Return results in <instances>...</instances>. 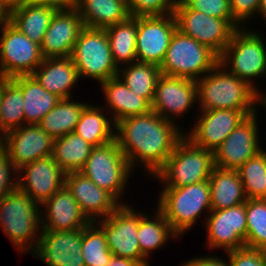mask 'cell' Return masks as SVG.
<instances>
[{
    "label": "cell",
    "mask_w": 266,
    "mask_h": 266,
    "mask_svg": "<svg viewBox=\"0 0 266 266\" xmlns=\"http://www.w3.org/2000/svg\"><path fill=\"white\" fill-rule=\"evenodd\" d=\"M57 9L49 4L26 3L10 13L9 21L32 42L41 45Z\"/></svg>",
    "instance_id": "cell-28"
},
{
    "label": "cell",
    "mask_w": 266,
    "mask_h": 266,
    "mask_svg": "<svg viewBox=\"0 0 266 266\" xmlns=\"http://www.w3.org/2000/svg\"><path fill=\"white\" fill-rule=\"evenodd\" d=\"M177 29L220 56L230 42L235 29L225 20L189 9L177 0L174 10Z\"/></svg>",
    "instance_id": "cell-12"
},
{
    "label": "cell",
    "mask_w": 266,
    "mask_h": 266,
    "mask_svg": "<svg viewBox=\"0 0 266 266\" xmlns=\"http://www.w3.org/2000/svg\"><path fill=\"white\" fill-rule=\"evenodd\" d=\"M30 3L49 4L57 8H67L74 6L75 0H29Z\"/></svg>",
    "instance_id": "cell-47"
},
{
    "label": "cell",
    "mask_w": 266,
    "mask_h": 266,
    "mask_svg": "<svg viewBox=\"0 0 266 266\" xmlns=\"http://www.w3.org/2000/svg\"><path fill=\"white\" fill-rule=\"evenodd\" d=\"M13 172L16 175L12 177L10 173ZM18 187V169L14 163L9 159V156L3 151L0 154V199L5 195L16 190Z\"/></svg>",
    "instance_id": "cell-43"
},
{
    "label": "cell",
    "mask_w": 266,
    "mask_h": 266,
    "mask_svg": "<svg viewBox=\"0 0 266 266\" xmlns=\"http://www.w3.org/2000/svg\"><path fill=\"white\" fill-rule=\"evenodd\" d=\"M40 207L18 188L0 199V227L15 249L22 253L30 252L39 242L42 230Z\"/></svg>",
    "instance_id": "cell-3"
},
{
    "label": "cell",
    "mask_w": 266,
    "mask_h": 266,
    "mask_svg": "<svg viewBox=\"0 0 266 266\" xmlns=\"http://www.w3.org/2000/svg\"><path fill=\"white\" fill-rule=\"evenodd\" d=\"M71 59L80 78L105 82L118 75L105 29L84 26L74 44Z\"/></svg>",
    "instance_id": "cell-8"
},
{
    "label": "cell",
    "mask_w": 266,
    "mask_h": 266,
    "mask_svg": "<svg viewBox=\"0 0 266 266\" xmlns=\"http://www.w3.org/2000/svg\"><path fill=\"white\" fill-rule=\"evenodd\" d=\"M257 114L248 116L216 148L214 153L215 167L223 170H237L247 160L263 148L259 145Z\"/></svg>",
    "instance_id": "cell-17"
},
{
    "label": "cell",
    "mask_w": 266,
    "mask_h": 266,
    "mask_svg": "<svg viewBox=\"0 0 266 266\" xmlns=\"http://www.w3.org/2000/svg\"><path fill=\"white\" fill-rule=\"evenodd\" d=\"M214 168L213 151L194 145L184 136L154 177L164 183L163 187H183L209 180Z\"/></svg>",
    "instance_id": "cell-6"
},
{
    "label": "cell",
    "mask_w": 266,
    "mask_h": 266,
    "mask_svg": "<svg viewBox=\"0 0 266 266\" xmlns=\"http://www.w3.org/2000/svg\"><path fill=\"white\" fill-rule=\"evenodd\" d=\"M189 9L225 19L235 30L242 26L233 18L230 0H181Z\"/></svg>",
    "instance_id": "cell-40"
},
{
    "label": "cell",
    "mask_w": 266,
    "mask_h": 266,
    "mask_svg": "<svg viewBox=\"0 0 266 266\" xmlns=\"http://www.w3.org/2000/svg\"><path fill=\"white\" fill-rule=\"evenodd\" d=\"M65 186L91 222L104 219L121 204H127L118 201L110 192L99 188L80 172L66 173Z\"/></svg>",
    "instance_id": "cell-22"
},
{
    "label": "cell",
    "mask_w": 266,
    "mask_h": 266,
    "mask_svg": "<svg viewBox=\"0 0 266 266\" xmlns=\"http://www.w3.org/2000/svg\"><path fill=\"white\" fill-rule=\"evenodd\" d=\"M90 143L75 132L54 139L52 158L65 173L79 172L92 151Z\"/></svg>",
    "instance_id": "cell-33"
},
{
    "label": "cell",
    "mask_w": 266,
    "mask_h": 266,
    "mask_svg": "<svg viewBox=\"0 0 266 266\" xmlns=\"http://www.w3.org/2000/svg\"><path fill=\"white\" fill-rule=\"evenodd\" d=\"M255 113L232 109L200 111L194 127L184 135L194 145L214 152L243 120Z\"/></svg>",
    "instance_id": "cell-15"
},
{
    "label": "cell",
    "mask_w": 266,
    "mask_h": 266,
    "mask_svg": "<svg viewBox=\"0 0 266 266\" xmlns=\"http://www.w3.org/2000/svg\"><path fill=\"white\" fill-rule=\"evenodd\" d=\"M219 63V56L178 29L172 36L163 62L162 74L196 81Z\"/></svg>",
    "instance_id": "cell-7"
},
{
    "label": "cell",
    "mask_w": 266,
    "mask_h": 266,
    "mask_svg": "<svg viewBox=\"0 0 266 266\" xmlns=\"http://www.w3.org/2000/svg\"><path fill=\"white\" fill-rule=\"evenodd\" d=\"M230 6L233 18L240 25L244 23L243 26L247 27L246 21L259 12L260 0H230Z\"/></svg>",
    "instance_id": "cell-44"
},
{
    "label": "cell",
    "mask_w": 266,
    "mask_h": 266,
    "mask_svg": "<svg viewBox=\"0 0 266 266\" xmlns=\"http://www.w3.org/2000/svg\"><path fill=\"white\" fill-rule=\"evenodd\" d=\"M106 266H142V265L138 261H135L133 259L112 255L110 262H107Z\"/></svg>",
    "instance_id": "cell-46"
},
{
    "label": "cell",
    "mask_w": 266,
    "mask_h": 266,
    "mask_svg": "<svg viewBox=\"0 0 266 266\" xmlns=\"http://www.w3.org/2000/svg\"><path fill=\"white\" fill-rule=\"evenodd\" d=\"M245 246L266 250V199H247Z\"/></svg>",
    "instance_id": "cell-39"
},
{
    "label": "cell",
    "mask_w": 266,
    "mask_h": 266,
    "mask_svg": "<svg viewBox=\"0 0 266 266\" xmlns=\"http://www.w3.org/2000/svg\"><path fill=\"white\" fill-rule=\"evenodd\" d=\"M129 204H121L113 213L95 223L104 231L108 249L115 256L130 258L149 266L141 255L137 234L140 212ZM99 221V222H98Z\"/></svg>",
    "instance_id": "cell-11"
},
{
    "label": "cell",
    "mask_w": 266,
    "mask_h": 266,
    "mask_svg": "<svg viewBox=\"0 0 266 266\" xmlns=\"http://www.w3.org/2000/svg\"><path fill=\"white\" fill-rule=\"evenodd\" d=\"M102 92L104 93L111 112L113 123L119 122L121 119L145 115L152 111L151 104L145 99L131 91L130 88L118 76L112 77L105 82L100 83Z\"/></svg>",
    "instance_id": "cell-25"
},
{
    "label": "cell",
    "mask_w": 266,
    "mask_h": 266,
    "mask_svg": "<svg viewBox=\"0 0 266 266\" xmlns=\"http://www.w3.org/2000/svg\"><path fill=\"white\" fill-rule=\"evenodd\" d=\"M119 67L118 77L131 91L145 98L150 104L153 101L157 81L160 77V67L154 64L134 62Z\"/></svg>",
    "instance_id": "cell-36"
},
{
    "label": "cell",
    "mask_w": 266,
    "mask_h": 266,
    "mask_svg": "<svg viewBox=\"0 0 266 266\" xmlns=\"http://www.w3.org/2000/svg\"><path fill=\"white\" fill-rule=\"evenodd\" d=\"M177 125L153 111L116 123L115 139L133 171L141 163L154 178L185 136Z\"/></svg>",
    "instance_id": "cell-1"
},
{
    "label": "cell",
    "mask_w": 266,
    "mask_h": 266,
    "mask_svg": "<svg viewBox=\"0 0 266 266\" xmlns=\"http://www.w3.org/2000/svg\"><path fill=\"white\" fill-rule=\"evenodd\" d=\"M79 172L99 188L110 192L118 201L122 200L128 178L133 175L132 168L116 139L102 146L93 147Z\"/></svg>",
    "instance_id": "cell-9"
},
{
    "label": "cell",
    "mask_w": 266,
    "mask_h": 266,
    "mask_svg": "<svg viewBox=\"0 0 266 266\" xmlns=\"http://www.w3.org/2000/svg\"><path fill=\"white\" fill-rule=\"evenodd\" d=\"M153 218L140 212L137 239L141 255L147 261L149 254L153 253V250L163 248L171 237L173 240L179 238L158 208Z\"/></svg>",
    "instance_id": "cell-31"
},
{
    "label": "cell",
    "mask_w": 266,
    "mask_h": 266,
    "mask_svg": "<svg viewBox=\"0 0 266 266\" xmlns=\"http://www.w3.org/2000/svg\"><path fill=\"white\" fill-rule=\"evenodd\" d=\"M2 137L4 152L17 169L52 155L54 139L38 124H25Z\"/></svg>",
    "instance_id": "cell-19"
},
{
    "label": "cell",
    "mask_w": 266,
    "mask_h": 266,
    "mask_svg": "<svg viewBox=\"0 0 266 266\" xmlns=\"http://www.w3.org/2000/svg\"><path fill=\"white\" fill-rule=\"evenodd\" d=\"M247 29L242 27L234 31L230 42L219 56V63L228 72L248 83L266 100V95L254 85L255 78H266V44L258 31Z\"/></svg>",
    "instance_id": "cell-4"
},
{
    "label": "cell",
    "mask_w": 266,
    "mask_h": 266,
    "mask_svg": "<svg viewBox=\"0 0 266 266\" xmlns=\"http://www.w3.org/2000/svg\"><path fill=\"white\" fill-rule=\"evenodd\" d=\"M10 19V13L0 5V29H2Z\"/></svg>",
    "instance_id": "cell-49"
},
{
    "label": "cell",
    "mask_w": 266,
    "mask_h": 266,
    "mask_svg": "<svg viewBox=\"0 0 266 266\" xmlns=\"http://www.w3.org/2000/svg\"><path fill=\"white\" fill-rule=\"evenodd\" d=\"M211 210H221L247 201L237 170L215 167L209 177Z\"/></svg>",
    "instance_id": "cell-27"
},
{
    "label": "cell",
    "mask_w": 266,
    "mask_h": 266,
    "mask_svg": "<svg viewBox=\"0 0 266 266\" xmlns=\"http://www.w3.org/2000/svg\"><path fill=\"white\" fill-rule=\"evenodd\" d=\"M247 199H266V152L259 151L237 169Z\"/></svg>",
    "instance_id": "cell-37"
},
{
    "label": "cell",
    "mask_w": 266,
    "mask_h": 266,
    "mask_svg": "<svg viewBox=\"0 0 266 266\" xmlns=\"http://www.w3.org/2000/svg\"><path fill=\"white\" fill-rule=\"evenodd\" d=\"M176 30L177 23L173 13L165 16H138L137 62L154 64L160 67Z\"/></svg>",
    "instance_id": "cell-13"
},
{
    "label": "cell",
    "mask_w": 266,
    "mask_h": 266,
    "mask_svg": "<svg viewBox=\"0 0 266 266\" xmlns=\"http://www.w3.org/2000/svg\"><path fill=\"white\" fill-rule=\"evenodd\" d=\"M71 99H60L38 124L53 139L74 132L80 114L87 105L85 102H74Z\"/></svg>",
    "instance_id": "cell-34"
},
{
    "label": "cell",
    "mask_w": 266,
    "mask_h": 266,
    "mask_svg": "<svg viewBox=\"0 0 266 266\" xmlns=\"http://www.w3.org/2000/svg\"><path fill=\"white\" fill-rule=\"evenodd\" d=\"M43 206L45 210L41 209L42 230L75 231L91 223L65 185L45 201L41 208Z\"/></svg>",
    "instance_id": "cell-23"
},
{
    "label": "cell",
    "mask_w": 266,
    "mask_h": 266,
    "mask_svg": "<svg viewBox=\"0 0 266 266\" xmlns=\"http://www.w3.org/2000/svg\"><path fill=\"white\" fill-rule=\"evenodd\" d=\"M26 3H30L29 0H0V5L6 9L9 13L21 8Z\"/></svg>",
    "instance_id": "cell-48"
},
{
    "label": "cell",
    "mask_w": 266,
    "mask_h": 266,
    "mask_svg": "<svg viewBox=\"0 0 266 266\" xmlns=\"http://www.w3.org/2000/svg\"><path fill=\"white\" fill-rule=\"evenodd\" d=\"M177 0H127L130 16H165L174 13Z\"/></svg>",
    "instance_id": "cell-41"
},
{
    "label": "cell",
    "mask_w": 266,
    "mask_h": 266,
    "mask_svg": "<svg viewBox=\"0 0 266 266\" xmlns=\"http://www.w3.org/2000/svg\"><path fill=\"white\" fill-rule=\"evenodd\" d=\"M157 208L172 230L182 236L203 211H211L209 180L183 187H163Z\"/></svg>",
    "instance_id": "cell-5"
},
{
    "label": "cell",
    "mask_w": 266,
    "mask_h": 266,
    "mask_svg": "<svg viewBox=\"0 0 266 266\" xmlns=\"http://www.w3.org/2000/svg\"><path fill=\"white\" fill-rule=\"evenodd\" d=\"M46 266H85L82 256V229L41 230L39 242L31 250Z\"/></svg>",
    "instance_id": "cell-18"
},
{
    "label": "cell",
    "mask_w": 266,
    "mask_h": 266,
    "mask_svg": "<svg viewBox=\"0 0 266 266\" xmlns=\"http://www.w3.org/2000/svg\"><path fill=\"white\" fill-rule=\"evenodd\" d=\"M4 151V142L3 137L0 136V154Z\"/></svg>",
    "instance_id": "cell-51"
},
{
    "label": "cell",
    "mask_w": 266,
    "mask_h": 266,
    "mask_svg": "<svg viewBox=\"0 0 266 266\" xmlns=\"http://www.w3.org/2000/svg\"><path fill=\"white\" fill-rule=\"evenodd\" d=\"M194 80L161 74L156 85L151 109L162 118L176 123L198 102ZM174 117H177L174 119Z\"/></svg>",
    "instance_id": "cell-16"
},
{
    "label": "cell",
    "mask_w": 266,
    "mask_h": 266,
    "mask_svg": "<svg viewBox=\"0 0 266 266\" xmlns=\"http://www.w3.org/2000/svg\"><path fill=\"white\" fill-rule=\"evenodd\" d=\"M5 79V77H2L0 75V100H1V89H2V81Z\"/></svg>",
    "instance_id": "cell-52"
},
{
    "label": "cell",
    "mask_w": 266,
    "mask_h": 266,
    "mask_svg": "<svg viewBox=\"0 0 266 266\" xmlns=\"http://www.w3.org/2000/svg\"><path fill=\"white\" fill-rule=\"evenodd\" d=\"M31 75L45 90L60 99L72 98L71 89L80 79L70 56L44 58Z\"/></svg>",
    "instance_id": "cell-24"
},
{
    "label": "cell",
    "mask_w": 266,
    "mask_h": 266,
    "mask_svg": "<svg viewBox=\"0 0 266 266\" xmlns=\"http://www.w3.org/2000/svg\"><path fill=\"white\" fill-rule=\"evenodd\" d=\"M0 75H31L42 63L40 45L32 42L10 21L0 30Z\"/></svg>",
    "instance_id": "cell-10"
},
{
    "label": "cell",
    "mask_w": 266,
    "mask_h": 266,
    "mask_svg": "<svg viewBox=\"0 0 266 266\" xmlns=\"http://www.w3.org/2000/svg\"><path fill=\"white\" fill-rule=\"evenodd\" d=\"M227 260L214 256L197 257L187 260L183 263L184 266H229Z\"/></svg>",
    "instance_id": "cell-45"
},
{
    "label": "cell",
    "mask_w": 266,
    "mask_h": 266,
    "mask_svg": "<svg viewBox=\"0 0 266 266\" xmlns=\"http://www.w3.org/2000/svg\"><path fill=\"white\" fill-rule=\"evenodd\" d=\"M112 255L104 231L95 222L82 229V256L85 266H106Z\"/></svg>",
    "instance_id": "cell-38"
},
{
    "label": "cell",
    "mask_w": 266,
    "mask_h": 266,
    "mask_svg": "<svg viewBox=\"0 0 266 266\" xmlns=\"http://www.w3.org/2000/svg\"><path fill=\"white\" fill-rule=\"evenodd\" d=\"M21 87L24 100V125L39 124L41 119L60 101L45 90L32 75L13 78Z\"/></svg>",
    "instance_id": "cell-29"
},
{
    "label": "cell",
    "mask_w": 266,
    "mask_h": 266,
    "mask_svg": "<svg viewBox=\"0 0 266 266\" xmlns=\"http://www.w3.org/2000/svg\"><path fill=\"white\" fill-rule=\"evenodd\" d=\"M84 27L74 6L58 8L40 45L43 58L69 57Z\"/></svg>",
    "instance_id": "cell-21"
},
{
    "label": "cell",
    "mask_w": 266,
    "mask_h": 266,
    "mask_svg": "<svg viewBox=\"0 0 266 266\" xmlns=\"http://www.w3.org/2000/svg\"><path fill=\"white\" fill-rule=\"evenodd\" d=\"M196 83L201 111H256L257 105L262 106V109L266 105V100L254 88L228 72L220 63L197 79Z\"/></svg>",
    "instance_id": "cell-2"
},
{
    "label": "cell",
    "mask_w": 266,
    "mask_h": 266,
    "mask_svg": "<svg viewBox=\"0 0 266 266\" xmlns=\"http://www.w3.org/2000/svg\"><path fill=\"white\" fill-rule=\"evenodd\" d=\"M18 174L17 188L40 205L65 185L66 173L52 156L22 166Z\"/></svg>",
    "instance_id": "cell-20"
},
{
    "label": "cell",
    "mask_w": 266,
    "mask_h": 266,
    "mask_svg": "<svg viewBox=\"0 0 266 266\" xmlns=\"http://www.w3.org/2000/svg\"><path fill=\"white\" fill-rule=\"evenodd\" d=\"M74 7L90 28L106 29L130 16L127 0H75Z\"/></svg>",
    "instance_id": "cell-26"
},
{
    "label": "cell",
    "mask_w": 266,
    "mask_h": 266,
    "mask_svg": "<svg viewBox=\"0 0 266 266\" xmlns=\"http://www.w3.org/2000/svg\"><path fill=\"white\" fill-rule=\"evenodd\" d=\"M260 17H264V20H266V0H260V7H259V12Z\"/></svg>",
    "instance_id": "cell-50"
},
{
    "label": "cell",
    "mask_w": 266,
    "mask_h": 266,
    "mask_svg": "<svg viewBox=\"0 0 266 266\" xmlns=\"http://www.w3.org/2000/svg\"><path fill=\"white\" fill-rule=\"evenodd\" d=\"M105 32L108 36L112 58L116 66L137 62L136 58V35L137 17L129 16L113 26L107 27ZM121 63V64H120Z\"/></svg>",
    "instance_id": "cell-32"
},
{
    "label": "cell",
    "mask_w": 266,
    "mask_h": 266,
    "mask_svg": "<svg viewBox=\"0 0 266 266\" xmlns=\"http://www.w3.org/2000/svg\"><path fill=\"white\" fill-rule=\"evenodd\" d=\"M226 253L229 266H266V250L244 246Z\"/></svg>",
    "instance_id": "cell-42"
},
{
    "label": "cell",
    "mask_w": 266,
    "mask_h": 266,
    "mask_svg": "<svg viewBox=\"0 0 266 266\" xmlns=\"http://www.w3.org/2000/svg\"><path fill=\"white\" fill-rule=\"evenodd\" d=\"M24 100L20 85L13 78L2 81L0 136L24 125Z\"/></svg>",
    "instance_id": "cell-35"
},
{
    "label": "cell",
    "mask_w": 266,
    "mask_h": 266,
    "mask_svg": "<svg viewBox=\"0 0 266 266\" xmlns=\"http://www.w3.org/2000/svg\"><path fill=\"white\" fill-rule=\"evenodd\" d=\"M104 108L87 103L74 131L94 147L102 146L115 139L116 124L104 114Z\"/></svg>",
    "instance_id": "cell-30"
},
{
    "label": "cell",
    "mask_w": 266,
    "mask_h": 266,
    "mask_svg": "<svg viewBox=\"0 0 266 266\" xmlns=\"http://www.w3.org/2000/svg\"><path fill=\"white\" fill-rule=\"evenodd\" d=\"M205 218L207 247L225 252L245 246L247 219L246 202L233 207L207 212Z\"/></svg>",
    "instance_id": "cell-14"
}]
</instances>
